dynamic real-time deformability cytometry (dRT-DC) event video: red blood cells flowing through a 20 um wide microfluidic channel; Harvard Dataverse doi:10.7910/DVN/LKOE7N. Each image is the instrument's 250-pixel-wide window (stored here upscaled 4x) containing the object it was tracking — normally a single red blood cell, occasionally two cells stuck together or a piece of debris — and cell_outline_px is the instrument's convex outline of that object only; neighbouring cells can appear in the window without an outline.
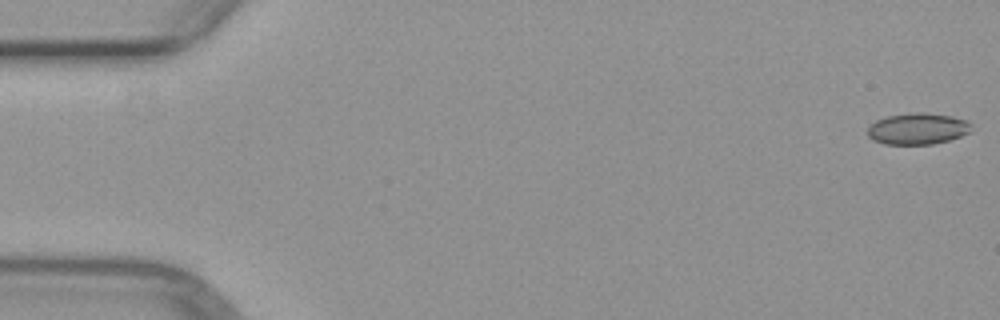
{"species": "common noctule bat (a hibernating species)", "species_latin": "Nyctalus noctula", "temperature_condition": "warm", "stored_images_in_passage": 4, "camera_frame_rate_fps": 3000, "um_per_image_px": 0.085, "animal": {"sex": "female", "body_mass_g": 29.2, "forearm_length_mm": 56.3}, "frame": {"image": 1, "passage_image": 1, "time_ms": 0.0, "image_size_px": [1000, 320], "cell_outline_px": [[972, 124], [968, 132], [960, 136], [948, 140], [932, 144], [884, 144], [872, 140], [868, 136], [868, 128], [876, 120], [888, 116], [924, 112], [952, 116], [968, 120]], "centroid_in_image_um": [78.0, 10.94], "position_along_channel_um": 7.0, "area_um2": 18.79}}
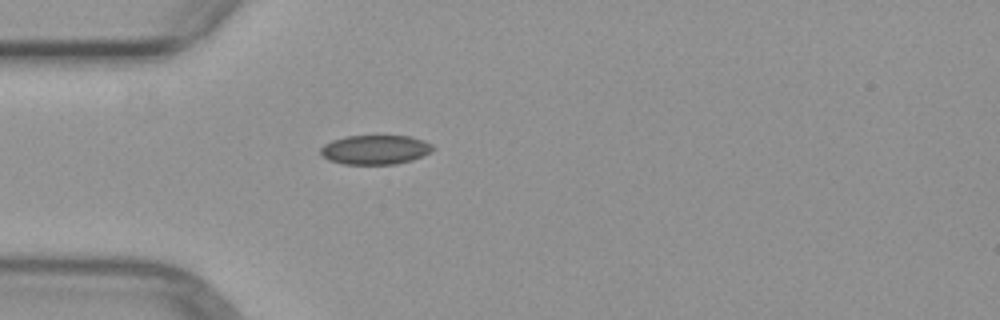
{"frame": {"image": 2, "passage_image": 4, "time_ms": 4.667, "image_size_px": [1000, 320], "cell_outline_px": [[436, 148], [432, 152], [412, 160], [396, 164], [344, 164], [328, 160], [320, 152], [320, 148], [324, 144], [332, 140], [348, 136], [408, 136], [424, 140], [432, 144]], "centroid_in_image_um": [31.92, 12.72], "position_along_channel_um": 53.1, "area_um2": 19.25}}